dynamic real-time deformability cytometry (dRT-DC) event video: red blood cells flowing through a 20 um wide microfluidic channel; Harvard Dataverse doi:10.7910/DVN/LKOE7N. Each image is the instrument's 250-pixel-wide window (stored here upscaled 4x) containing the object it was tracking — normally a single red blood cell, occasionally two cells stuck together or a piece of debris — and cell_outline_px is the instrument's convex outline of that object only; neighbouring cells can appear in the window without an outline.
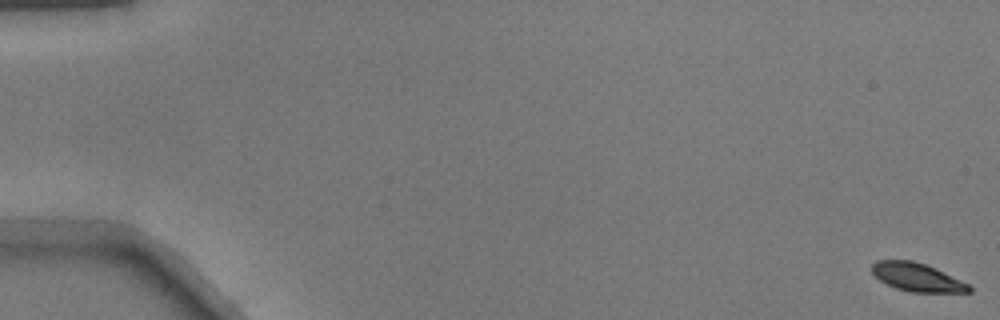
{"species": "common noctule bat (a hibernating species)", "species_latin": "Nyctalus noctula", "temperature_condition": "warm", "stored_images_in_passage": 52, "camera_frame_rate_fps": 3000, "um_per_image_px": 0.085, "animal": {"sex": "male", "body_mass_g": 17.9}, "frame": {"image": 1, "passage_image": 1, "time_ms": 0.0, "image_size_px": [1000, 320], "cell_outline_px": [[972, 292], [912, 292], [896, 288], [880, 280], [872, 272], [872, 264], [876, 260], [912, 260], [936, 268], [968, 284], [972, 288]], "centroid_in_image_um": [77.95, 23.56], "position_along_channel_um": 7.0, "area_um2": 15.84}}
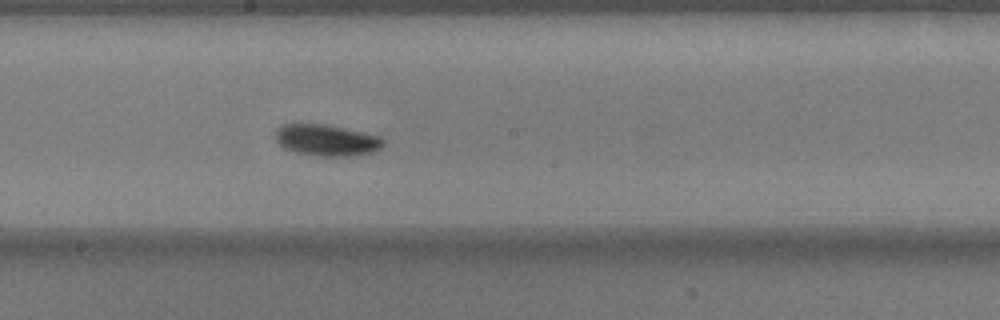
{"frame": {"image": 2, "passage_image": 30, "time_ms": 9.667, "image_size_px": [1000, 320], "cell_outline_px": [[384, 144], [380, 148], [372, 152], [356, 156], [320, 156], [296, 152], [284, 148], [276, 140], [276, 128], [284, 124], [328, 124], [380, 136], [384, 140]], "centroid_in_image_um": [27.78, 11.91], "position_along_channel_um": 220.4, "area_um2": 19.77}}
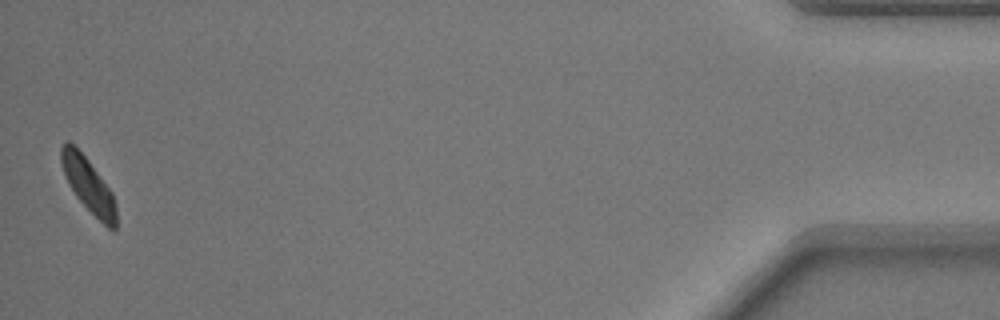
{"frame": {"image": 3, "passage_image": 52, "time_ms": 17.0, "image_size_px": [1000, 320], "cell_outline_px": [[116, 228], [112, 232], [76, 196], [64, 172], [60, 160], [60, 148], [68, 140], [88, 160], [112, 192], [116, 204]], "centroid_in_image_um": [7.54, 15.74], "position_along_channel_um": 427.7, "area_um2": 16.82}}